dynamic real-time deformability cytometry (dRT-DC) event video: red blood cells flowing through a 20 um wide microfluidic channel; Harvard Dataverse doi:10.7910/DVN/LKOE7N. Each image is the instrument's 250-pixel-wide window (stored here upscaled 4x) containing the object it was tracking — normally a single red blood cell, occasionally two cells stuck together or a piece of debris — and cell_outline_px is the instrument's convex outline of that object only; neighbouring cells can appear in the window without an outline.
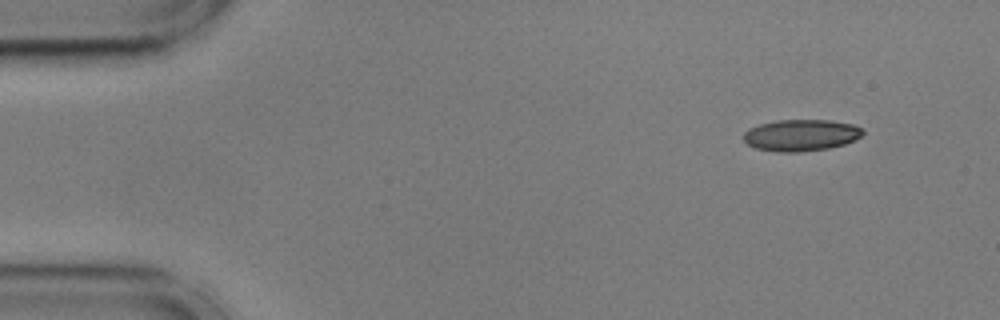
{"species": "common noctule bat (a hibernating species)", "species_latin": "Nyctalus noctula", "temperature_condition": "cold", "stored_images_in_passage": 51, "camera_frame_rate_fps": 3000, "um_per_image_px": 0.085, "animal": {"sex": "male", "body_mass_g": 17.9, "forearm_length_mm": 54.2}, "frame": {"image": 1, "passage_image": 1, "time_ms": 0.0, "image_size_px": [1000, 320], "cell_outline_px": [[864, 132], [860, 136], [844, 144], [828, 148], [800, 152], [776, 152], [756, 148], [748, 144], [744, 140], [744, 132], [748, 128], [760, 124], [776, 120], [832, 120], [852, 124], [860, 128]], "centroid_in_image_um": [68.05, 11.49], "position_along_channel_um": 17.0, "area_um2": 21.85}}
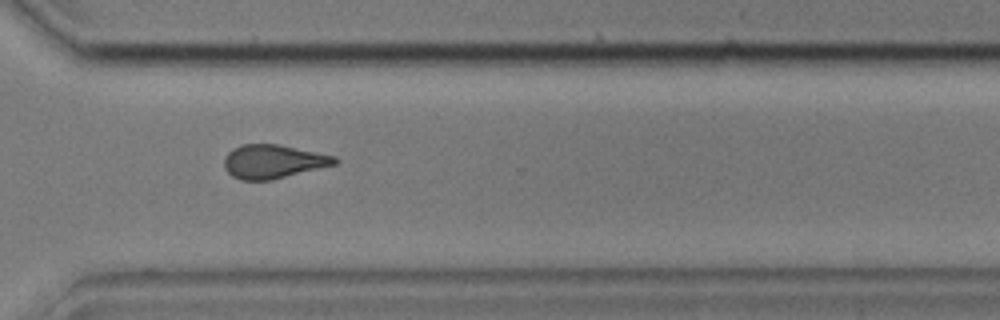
{"frame": {"image": 2, "passage_image": 36, "time_ms": 11.667, "image_size_px": [1000, 320], "cell_outline_px": [[340, 160], [336, 164], [272, 180], [240, 180], [232, 176], [224, 168], [224, 156], [232, 148], [240, 144], [280, 144], [336, 156]], "centroid_in_image_um": [23.21, 13.72], "position_along_channel_um": 347.4, "area_um2": 21.96}}
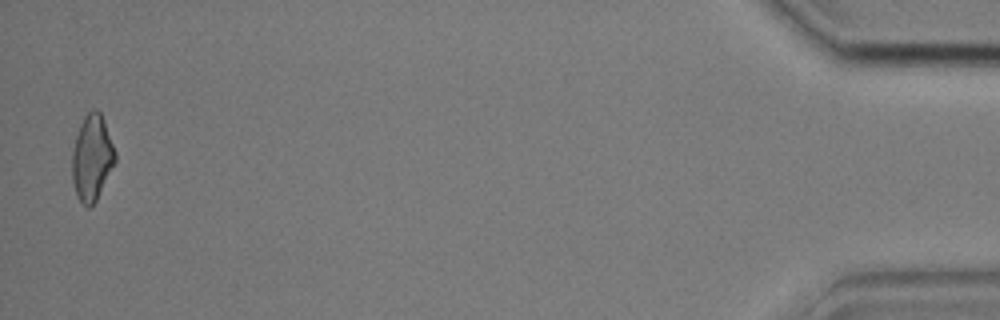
{"frame": {"image": 3, "passage_image": 50, "time_ms": 16.333, "image_size_px": [1000, 320], "cell_outline_px": [[116, 160], [96, 200], [88, 208], [76, 196], [72, 180], [72, 152], [76, 136], [80, 124], [84, 116], [92, 108], [96, 108], [100, 112], [104, 120], [116, 152]], "centroid_in_image_um": [7.81, 13.38], "position_along_channel_um": 427.4, "area_um2": 21.44}, "authors_computed_cell_mechanics": {"area_um2": 22.253, "velocity_mm_per_s": 3.6232, "shape_relaxation_time_tau1_ms": 5.8693, "shape_relaxation_time_tau2_ms": 2.7442, "deformation_change_tau1": 0.1234, "deformation_change_tau2": 0.0945}}